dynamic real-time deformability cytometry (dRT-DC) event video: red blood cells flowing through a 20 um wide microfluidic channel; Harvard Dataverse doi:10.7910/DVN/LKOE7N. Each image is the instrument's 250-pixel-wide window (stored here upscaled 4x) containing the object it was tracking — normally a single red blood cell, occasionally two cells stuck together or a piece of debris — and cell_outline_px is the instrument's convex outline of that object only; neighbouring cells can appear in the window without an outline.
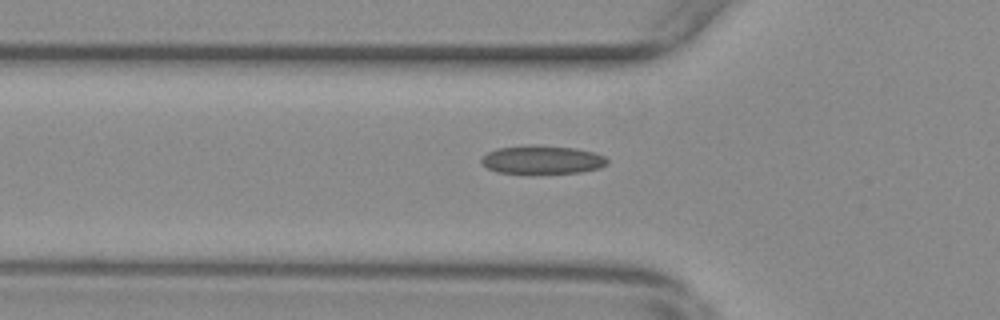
{"species": "common noctule bat (a hibernating species)", "species_latin": "Nyctalus noctula", "temperature_condition": "warm", "stored_images_in_passage": 40, "camera_frame_rate_fps": 3000, "um_per_image_px": 0.085, "animal": {"sex": "female", "body_mass_g": 29.2, "forearm_length_mm": 56.3}, "frame": {"image": 1, "passage_image": 9, "time_ms": 2.667, "image_size_px": [1000, 320], "cell_outline_px": [[604, 160], [600, 164], [588, 168], [564, 172], [512, 172], [496, 168], [488, 164], [500, 152], [512, 148], [556, 148], [580, 152]], "centroid_in_image_um": [46.16, 13.63], "position_along_channel_um": 79.6, "area_um2": 15.61}}
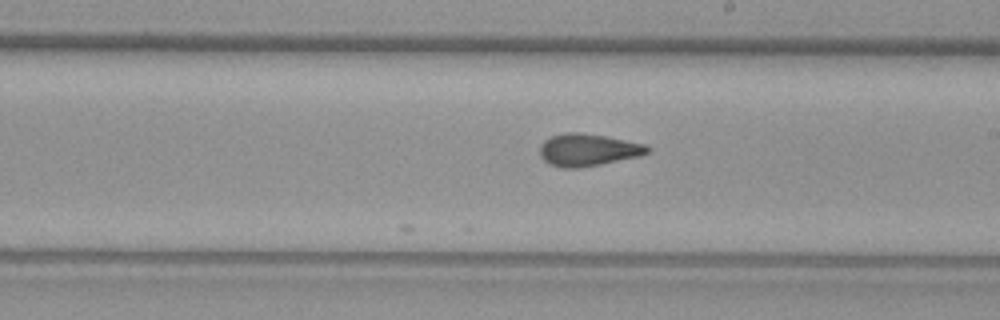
{"frame": {"image": 2, "passage_image": 22, "time_ms": 7.0, "image_size_px": [1000, 320], "cell_outline_px": [[644, 152], [588, 164], [560, 164], [552, 160], [544, 152], [544, 148], [552, 140], [560, 136], [584, 136], [612, 140], [632, 144], [644, 148]], "centroid_in_image_um": [49.96, 12.74], "position_along_channel_um": 239.0, "area_um2": 14.51}}
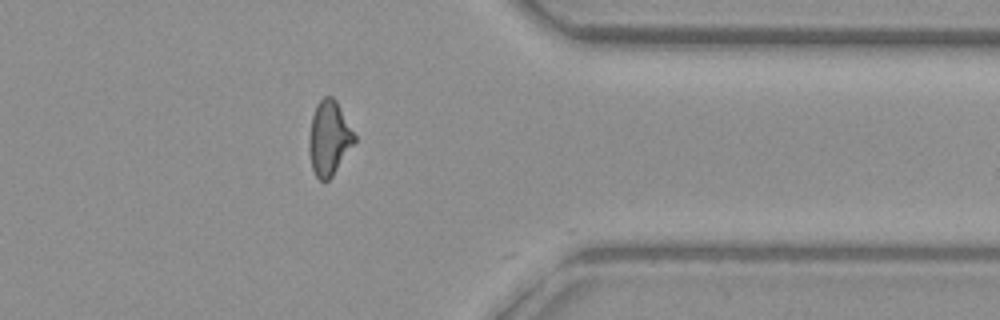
{"frame": {"image": 3, "passage_image": 35, "time_ms": 11.333, "image_size_px": [1000, 320], "cell_outline_px": [[352, 140], [332, 172], [324, 180], [316, 172], [312, 164], [312, 124], [316, 112], [320, 104], [332, 100], [336, 104], [352, 132]], "centroid_in_image_um": [27.96, 11.76], "position_along_channel_um": 383.4, "area_um2": 15.78}}